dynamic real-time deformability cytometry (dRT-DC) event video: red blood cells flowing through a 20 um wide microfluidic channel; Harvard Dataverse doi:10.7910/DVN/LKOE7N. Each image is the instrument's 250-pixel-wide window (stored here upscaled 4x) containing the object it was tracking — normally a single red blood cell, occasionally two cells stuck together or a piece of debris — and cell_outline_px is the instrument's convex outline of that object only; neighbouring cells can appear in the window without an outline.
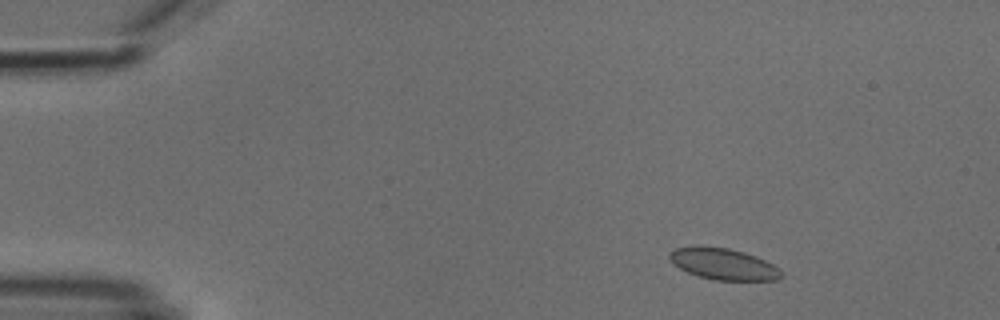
{"species": "common noctule bat (a hibernating species)", "species_latin": "Nyctalus noctula", "temperature_condition": "cold", "stored_images_in_passage": 3, "camera_frame_rate_fps": 3000, "um_per_image_px": 0.085, "animal": {"sex": "male", "body_mass_g": 18.8}, "frame": {"image": 1, "passage_image": 1, "time_ms": 0.0, "image_size_px": [1000, 320], "cell_outline_px": [[784, 276], [776, 280], [712, 280], [688, 272], [680, 268], [668, 256], [676, 248], [696, 244], [700, 244], [728, 248], [744, 252], [756, 256], [780, 268]], "centroid_in_image_um": [61.51, 22.42], "position_along_channel_um": 23.5, "area_um2": 20.58}}